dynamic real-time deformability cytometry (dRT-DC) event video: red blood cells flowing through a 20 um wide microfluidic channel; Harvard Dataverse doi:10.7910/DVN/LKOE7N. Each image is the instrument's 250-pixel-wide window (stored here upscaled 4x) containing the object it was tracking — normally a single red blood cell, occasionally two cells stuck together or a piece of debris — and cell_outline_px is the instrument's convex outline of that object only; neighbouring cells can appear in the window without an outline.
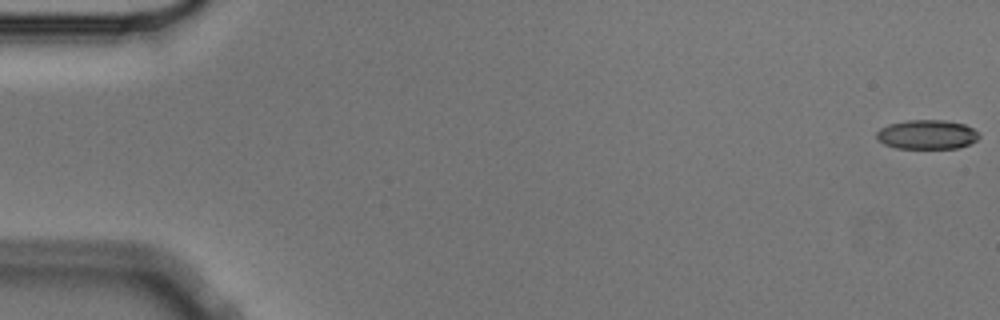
{"species": "Egyptian fruit bat (a non-hibernating species)", "species_latin": "Rousettus aegyptiacus", "temperature_condition": "cold", "stored_images_in_passage": 56, "camera_frame_rate_fps": 3000, "um_per_image_px": 0.085, "animal": {"sex": "male"}, "frame": {"image": 1, "passage_image": 1, "time_ms": 0.0, "image_size_px": [1000, 320], "cell_outline_px": [[980, 136], [976, 140], [960, 148], [896, 148], [884, 144], [876, 140], [876, 132], [880, 128], [888, 124], [908, 120], [948, 120], [964, 124], [972, 128]], "centroid_in_image_um": [78.76, 11.43], "position_along_channel_um": 6.2, "area_um2": 17.57}}
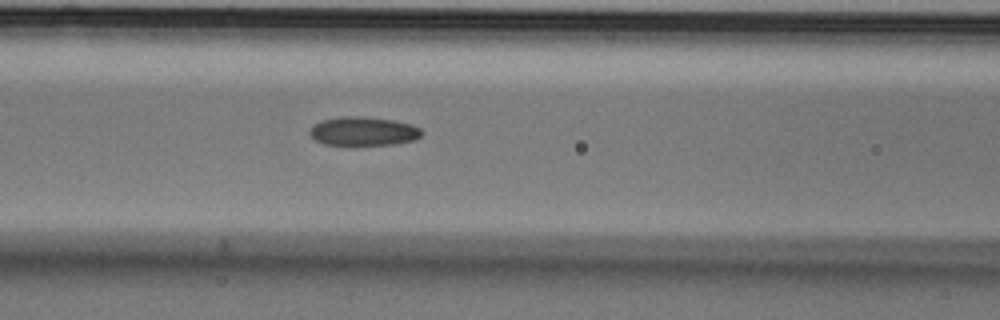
{"frame": {"image": 2, "passage_image": 24, "time_ms": 7.667, "image_size_px": [1000, 320], "cell_outline_px": [[424, 132], [416, 140], [392, 144], [324, 144], [316, 140], [308, 132], [312, 124], [320, 120], [344, 116], [364, 116], [396, 120], [412, 124], [420, 128]], "centroid_in_image_um": [30.9, 11.13], "position_along_channel_um": 135.7, "area_um2": 18.9}}
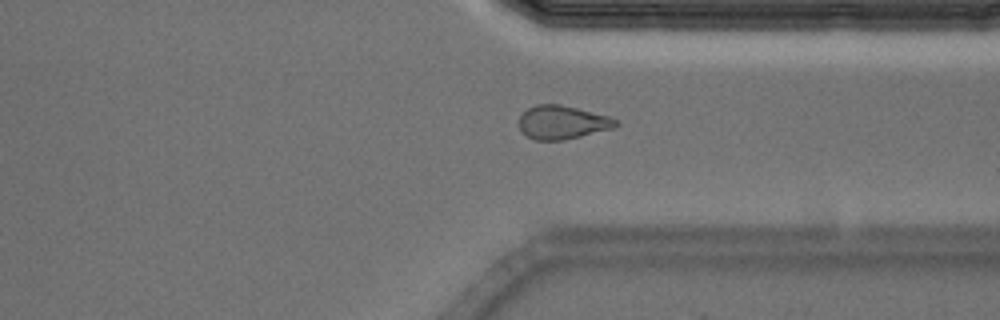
{"frame": {"image": 3, "passage_image": 43, "time_ms": 14.0, "image_size_px": [1000, 320], "cell_outline_px": [[620, 124], [612, 128], [564, 140], [536, 140], [520, 132], [520, 116], [528, 108], [536, 104], [560, 104], [612, 116]], "centroid_in_image_um": [47.81, 10.39], "position_along_channel_um": 363.6, "area_um2": 18.9}, "authors_computed_cell_mechanics": {"area_um2": 18.9873, "velocity_mm_per_s": 3.6061, "shape_relaxation_time_tau1_ms": null, "shape_relaxation_time_tau2_ms": 5.13, "deformation_change_tau1": null, "deformation_change_tau2": 0.1163}}